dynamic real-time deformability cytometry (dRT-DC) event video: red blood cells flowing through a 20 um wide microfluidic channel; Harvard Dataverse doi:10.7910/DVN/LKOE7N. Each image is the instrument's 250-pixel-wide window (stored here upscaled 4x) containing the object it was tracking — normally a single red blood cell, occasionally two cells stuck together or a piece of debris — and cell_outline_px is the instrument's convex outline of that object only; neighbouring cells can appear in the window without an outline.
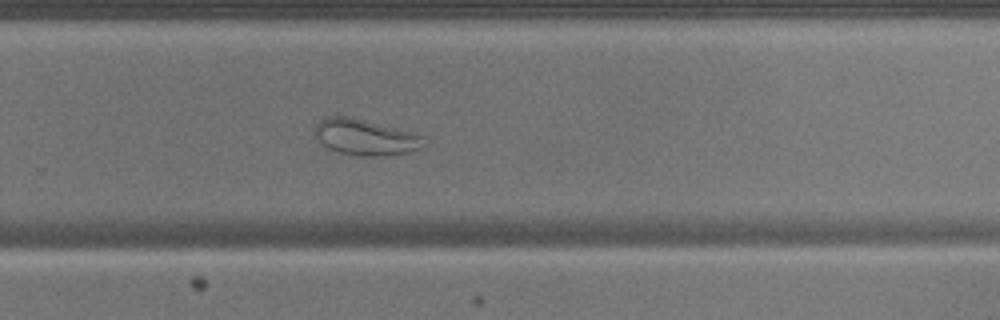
{"species": "common noctule bat (a hibernating species)", "species_latin": "Nyctalus noctula", "temperature_condition": "warm", "stored_images_in_passage": 38, "camera_frame_rate_fps": 3000, "um_per_image_px": 0.085, "animal": {"sex": "male", "body_mass_g": 17.9}, "frame": {"image": 1, "passage_image": 22, "time_ms": 7.0, "image_size_px": [1000, 320], "cell_outline_px": [[428, 144], [420, 148], [408, 152], [384, 156], [360, 156], [340, 152], [328, 148], [316, 136], [316, 124], [324, 116], [352, 116], [416, 132], [424, 136]], "centroid_in_image_um": [31.14, 11.64], "position_along_channel_um": 298.7, "area_um2": 23.24}}